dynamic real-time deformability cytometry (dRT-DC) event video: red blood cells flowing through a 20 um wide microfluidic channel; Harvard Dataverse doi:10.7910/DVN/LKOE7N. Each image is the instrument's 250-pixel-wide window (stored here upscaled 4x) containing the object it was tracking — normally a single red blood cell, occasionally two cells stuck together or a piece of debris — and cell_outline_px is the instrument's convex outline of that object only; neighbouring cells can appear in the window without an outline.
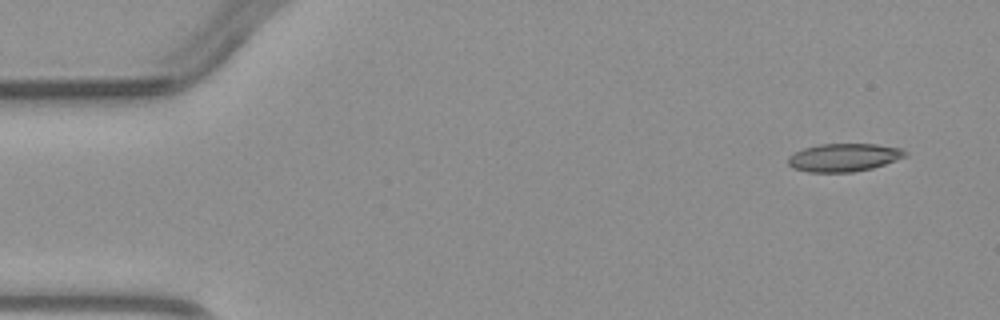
{"species": "common noctule bat (a hibernating species)", "species_latin": "Nyctalus noctula", "temperature_condition": "warm", "stored_images_in_passage": 4, "camera_frame_rate_fps": 3000, "um_per_image_px": 0.085, "animal": {"sex": "male", "body_mass_g": 23.1, "forearm_length_mm": 52.7}, "frame": {"image": 1, "passage_image": 1, "time_ms": 0.0, "image_size_px": [1000, 320], "cell_outline_px": [[908, 156], [872, 168], [852, 172], [808, 172], [792, 168], [788, 164], [788, 156], [804, 148], [820, 144], [876, 144], [900, 148], [908, 152]], "centroid_in_image_um": [71.73, 13.38], "position_along_channel_um": 13.3, "area_um2": 19.13}}
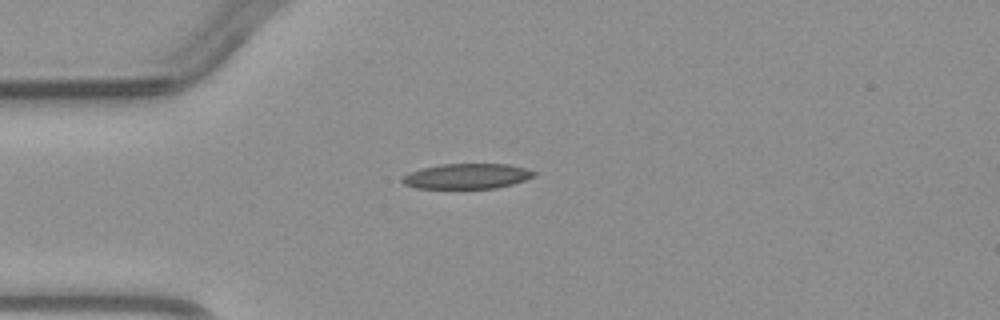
{"frame": {"image": 2, "passage_image": 3, "time_ms": 3.0, "image_size_px": [1000, 320], "cell_outline_px": [[536, 176], [512, 184], [496, 188], [416, 188], [404, 184], [400, 180], [404, 176], [412, 172], [424, 168], [440, 164], [508, 164], [524, 168], [536, 172]], "centroid_in_image_um": [39.71, 14.98], "position_along_channel_um": 45.3, "area_um2": 19.13}}